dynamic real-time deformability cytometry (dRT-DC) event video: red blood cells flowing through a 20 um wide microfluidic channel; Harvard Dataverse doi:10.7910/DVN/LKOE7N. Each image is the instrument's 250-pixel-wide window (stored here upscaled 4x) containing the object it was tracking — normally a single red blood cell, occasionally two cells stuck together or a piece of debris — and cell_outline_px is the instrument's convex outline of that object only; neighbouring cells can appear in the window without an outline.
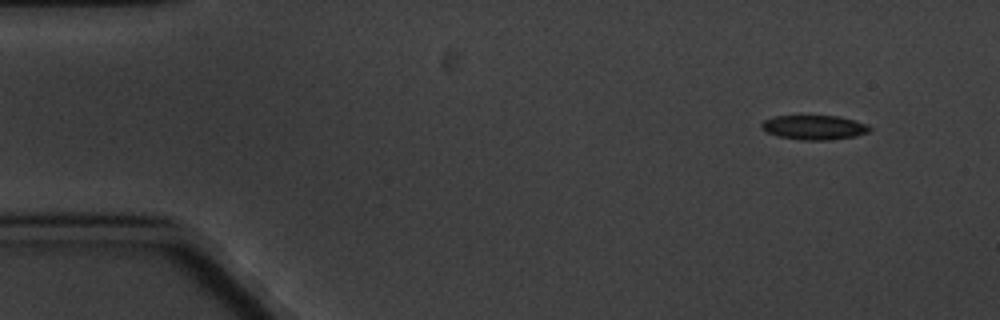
{"species": "common noctule bat (a hibernating species)", "species_latin": "Nyctalus noctula", "temperature_condition": "cold", "stored_images_in_passage": 5, "camera_frame_rate_fps": 3000, "um_per_image_px": 0.085, "animal": {"sex": "male", "body_mass_g": 20.1, "forearm_length_mm": 53.5}, "frame": {"image": 1, "passage_image": 1, "time_ms": 0.0, "image_size_px": [1000, 320], "cell_outline_px": [[872, 128], [868, 132], [856, 136], [828, 140], [800, 140], [780, 136], [764, 132], [760, 128], [760, 124], [764, 120], [776, 116], [836, 116], [852, 120], [864, 124]], "centroid_in_image_um": [69.14, 10.84], "position_along_channel_um": 15.9, "area_um2": 15.26}}
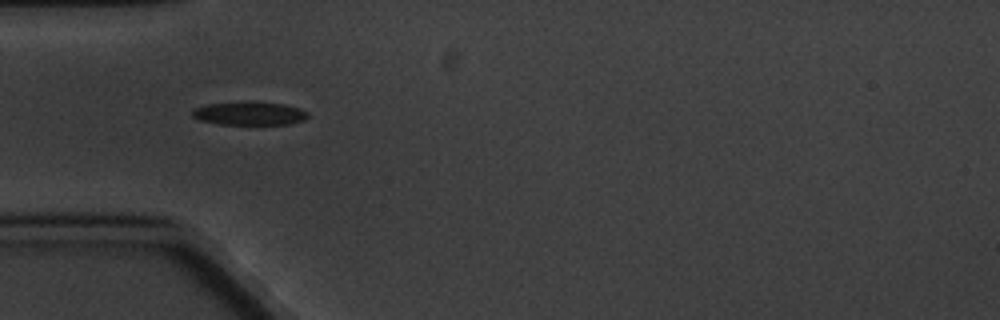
{"frame": {"image": 2, "passage_image": 4, "time_ms": 4.333, "image_size_px": [1000, 320], "cell_outline_px": [[308, 116], [304, 120], [288, 124], [220, 124], [200, 120], [192, 116], [192, 108], [208, 104], [284, 104], [300, 108], [308, 112]], "centroid_in_image_um": [21.21, 9.68], "position_along_channel_um": 63.8, "area_um2": 14.91}}